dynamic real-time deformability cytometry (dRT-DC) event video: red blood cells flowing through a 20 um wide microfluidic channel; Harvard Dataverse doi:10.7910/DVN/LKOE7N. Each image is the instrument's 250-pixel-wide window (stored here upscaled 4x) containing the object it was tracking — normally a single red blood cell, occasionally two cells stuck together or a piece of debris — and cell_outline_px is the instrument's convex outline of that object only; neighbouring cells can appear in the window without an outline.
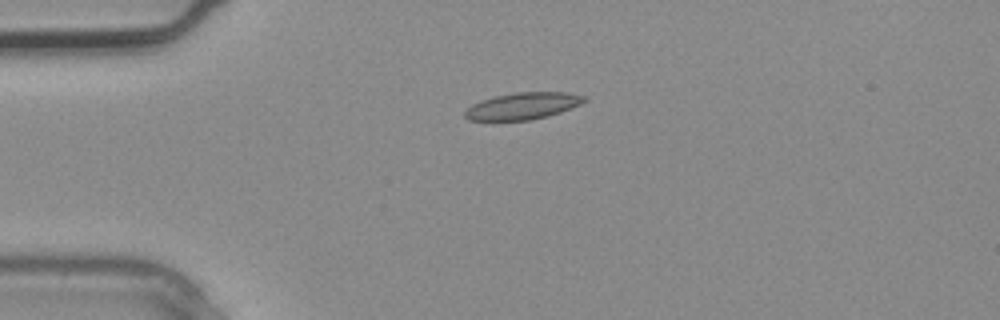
{"species": "common noctule bat (a hibernating species)", "species_latin": "Nyctalus noctula", "temperature_condition": "warm", "stored_images_in_passage": 3, "camera_frame_rate_fps": 3000, "um_per_image_px": 0.085, "animal": {"sex": "male", "body_mass_g": 20.4}, "frame": {"image": 1, "passage_image": 2, "time_ms": 0.333, "image_size_px": [1000, 320], "cell_outline_px": [[588, 100], [580, 104], [560, 112], [548, 116], [528, 120], [468, 120], [464, 116], [464, 112], [472, 104], [480, 100], [496, 96], [516, 92], [568, 92], [588, 96]], "centroid_in_image_um": [44.46, 9.0], "position_along_channel_um": 40.5, "area_um2": 18.67}}